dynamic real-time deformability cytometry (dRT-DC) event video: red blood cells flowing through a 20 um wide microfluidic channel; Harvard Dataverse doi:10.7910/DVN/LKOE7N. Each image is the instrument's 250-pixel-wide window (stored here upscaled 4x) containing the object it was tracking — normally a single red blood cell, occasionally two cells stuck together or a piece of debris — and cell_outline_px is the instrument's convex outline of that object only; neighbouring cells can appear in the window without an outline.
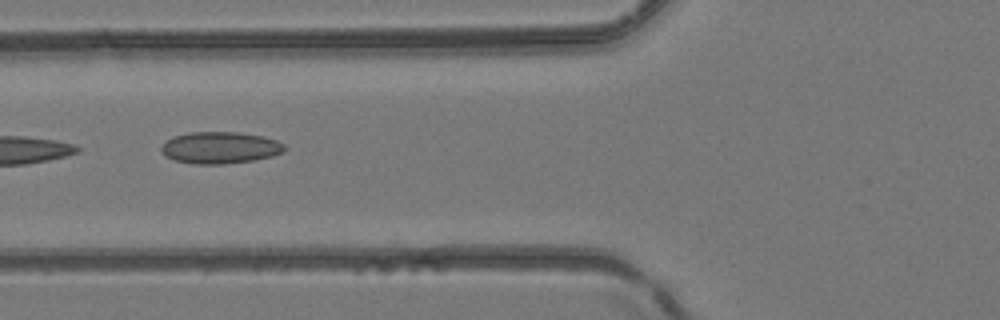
{"species": "common noctule bat (a hibernating species)", "species_latin": "Nyctalus noctula", "temperature_condition": "room temperature", "stored_images_in_passage": 5, "camera_frame_rate_fps": 3000, "um_per_image_px": 0.085, "animal": {"sex": "female", "body_mass_g": 24.6, "forearm_length_mm": 56.2}, "frame": {"image": 1, "passage_image": 5, "time_ms": 1.333, "image_size_px": [1000, 320], "cell_outline_px": [[288, 148], [284, 152], [272, 156], [252, 160], [224, 164], [192, 164], [176, 160], [164, 156], [160, 152], [160, 148], [172, 136], [188, 132], [236, 132], [260, 136], [276, 140], [284, 144]], "centroid_in_image_um": [18.69, 12.55], "position_along_channel_um": 107.1, "area_um2": 22.89}}